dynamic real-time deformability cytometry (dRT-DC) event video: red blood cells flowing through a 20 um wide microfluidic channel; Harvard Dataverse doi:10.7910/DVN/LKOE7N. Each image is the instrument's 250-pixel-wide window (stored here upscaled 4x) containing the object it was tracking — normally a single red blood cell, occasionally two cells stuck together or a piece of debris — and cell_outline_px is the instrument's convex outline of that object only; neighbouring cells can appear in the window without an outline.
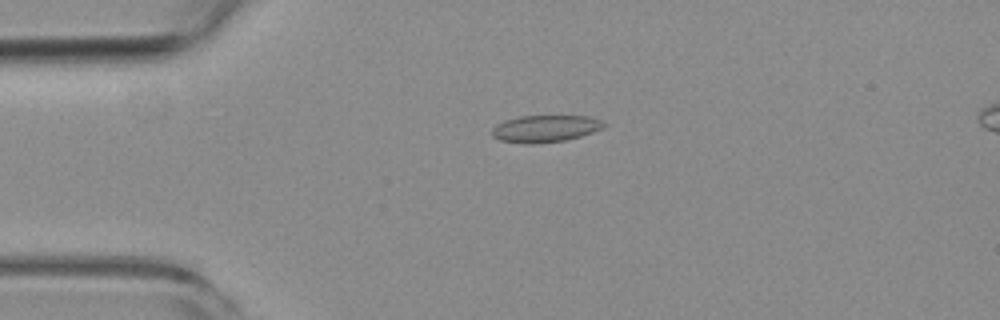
{"species": "common noctule bat (a hibernating species)", "species_latin": "Nyctalus noctula", "temperature_condition": "room temperature", "stored_images_in_passage": 54, "camera_frame_rate_fps": 3000, "um_per_image_px": 0.085, "animal": {"sex": "female", "body_mass_g": 19.3, "forearm_length_mm": 54.1}, "frame": {"image": 1, "passage_image": 11, "time_ms": 3.333, "image_size_px": [1000, 320], "cell_outline_px": [[608, 124], [604, 128], [580, 136], [564, 140], [536, 144], [524, 144], [500, 140], [492, 136], [492, 128], [496, 124], [504, 120], [520, 116], [592, 116], [604, 120]], "centroid_in_image_um": [46.37, 10.93], "position_along_channel_um": 38.6, "area_um2": 17.86}}
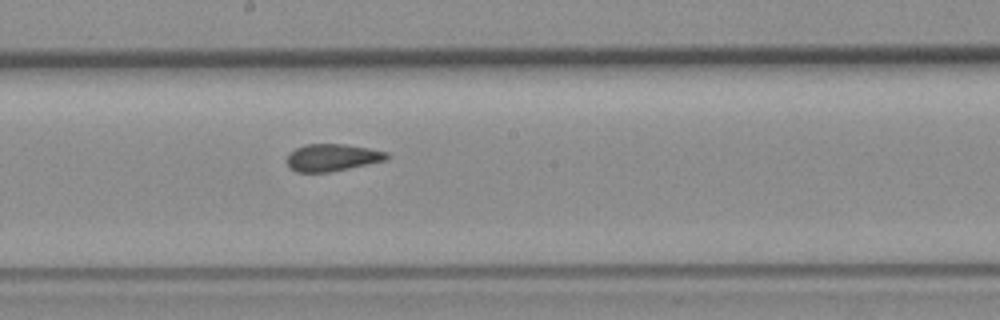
{"frame": {"image": 2, "passage_image": 28, "time_ms": 9.0, "image_size_px": [1000, 320], "cell_outline_px": [[388, 160], [328, 172], [296, 172], [288, 168], [284, 160], [288, 152], [304, 144], [344, 144], [368, 148], [388, 152]], "centroid_in_image_um": [28.16, 13.39], "position_along_channel_um": 220.0, "area_um2": 16.07}}
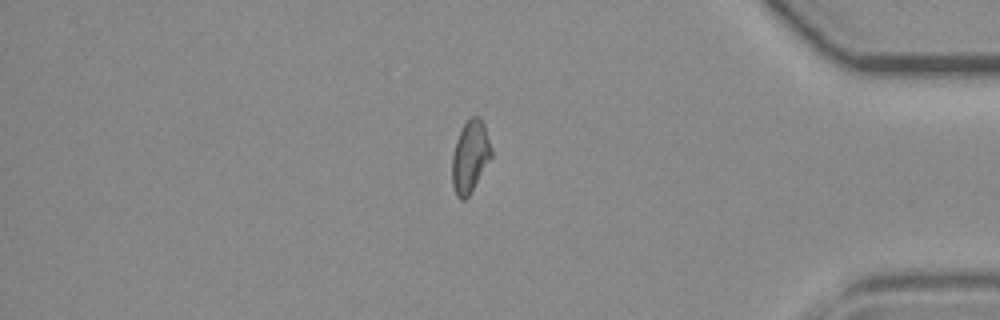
{"frame": {"image": 3, "passage_image": 45, "time_ms": 14.667, "image_size_px": [1000, 320], "cell_outline_px": [[492, 156], [468, 196], [464, 200], [460, 200], [456, 196], [452, 184], [452, 156], [456, 140], [464, 124], [472, 116], [480, 116], [484, 124], [492, 148]], "centroid_in_image_um": [39.96, 13.3], "position_along_channel_um": 395.2, "area_um2": 16.36}, "authors_computed_cell_mechanics": {"area_um2": 16.7042, "velocity_mm_per_s": 3.6909, "shape_relaxation_time_tau1_ms": null, "shape_relaxation_time_tau2_ms": 1.9185, "deformation_change_tau1": null, "deformation_change_tau2": 0.0789}}